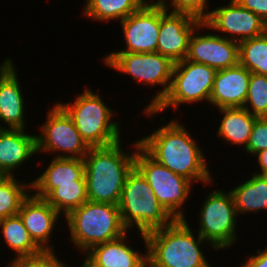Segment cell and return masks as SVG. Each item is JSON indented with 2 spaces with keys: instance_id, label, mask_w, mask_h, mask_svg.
<instances>
[{
  "instance_id": "484cf974",
  "label": "cell",
  "mask_w": 267,
  "mask_h": 267,
  "mask_svg": "<svg viewBox=\"0 0 267 267\" xmlns=\"http://www.w3.org/2000/svg\"><path fill=\"white\" fill-rule=\"evenodd\" d=\"M63 217L88 201L86 181L75 184H56V188L45 198Z\"/></svg>"
},
{
  "instance_id": "d6986e66",
  "label": "cell",
  "mask_w": 267,
  "mask_h": 267,
  "mask_svg": "<svg viewBox=\"0 0 267 267\" xmlns=\"http://www.w3.org/2000/svg\"><path fill=\"white\" fill-rule=\"evenodd\" d=\"M138 234L144 241L145 254L128 245L127 231L118 239L92 247L85 253V257L98 267H148L146 236L143 233Z\"/></svg>"
},
{
  "instance_id": "f1b7e54d",
  "label": "cell",
  "mask_w": 267,
  "mask_h": 267,
  "mask_svg": "<svg viewBox=\"0 0 267 267\" xmlns=\"http://www.w3.org/2000/svg\"><path fill=\"white\" fill-rule=\"evenodd\" d=\"M251 115L267 117V76L251 73L243 106Z\"/></svg>"
},
{
  "instance_id": "83f0119b",
  "label": "cell",
  "mask_w": 267,
  "mask_h": 267,
  "mask_svg": "<svg viewBox=\"0 0 267 267\" xmlns=\"http://www.w3.org/2000/svg\"><path fill=\"white\" fill-rule=\"evenodd\" d=\"M24 181L12 176L0 187V221L6 217L16 215L23 200L32 191L31 182L25 183Z\"/></svg>"
},
{
  "instance_id": "d6a6232c",
  "label": "cell",
  "mask_w": 267,
  "mask_h": 267,
  "mask_svg": "<svg viewBox=\"0 0 267 267\" xmlns=\"http://www.w3.org/2000/svg\"><path fill=\"white\" fill-rule=\"evenodd\" d=\"M244 8L260 16L267 24V0H235Z\"/></svg>"
},
{
  "instance_id": "44dd1931",
  "label": "cell",
  "mask_w": 267,
  "mask_h": 267,
  "mask_svg": "<svg viewBox=\"0 0 267 267\" xmlns=\"http://www.w3.org/2000/svg\"><path fill=\"white\" fill-rule=\"evenodd\" d=\"M34 156H37L36 133L28 134L26 129H0V169L15 176V170Z\"/></svg>"
},
{
  "instance_id": "8d00e7d4",
  "label": "cell",
  "mask_w": 267,
  "mask_h": 267,
  "mask_svg": "<svg viewBox=\"0 0 267 267\" xmlns=\"http://www.w3.org/2000/svg\"><path fill=\"white\" fill-rule=\"evenodd\" d=\"M80 267H98V266H96L92 261H90L86 257L85 260H83V263L80 265Z\"/></svg>"
},
{
  "instance_id": "e575fe53",
  "label": "cell",
  "mask_w": 267,
  "mask_h": 267,
  "mask_svg": "<svg viewBox=\"0 0 267 267\" xmlns=\"http://www.w3.org/2000/svg\"><path fill=\"white\" fill-rule=\"evenodd\" d=\"M257 156V163L260 166L259 172H255L254 174L266 176L267 175V149L263 151H259L257 154H255V157Z\"/></svg>"
},
{
  "instance_id": "ffe728a7",
  "label": "cell",
  "mask_w": 267,
  "mask_h": 267,
  "mask_svg": "<svg viewBox=\"0 0 267 267\" xmlns=\"http://www.w3.org/2000/svg\"><path fill=\"white\" fill-rule=\"evenodd\" d=\"M44 172L31 182L32 192L40 198H46L56 184H75L86 181L85 165L80 158L53 157Z\"/></svg>"
},
{
  "instance_id": "4316f807",
  "label": "cell",
  "mask_w": 267,
  "mask_h": 267,
  "mask_svg": "<svg viewBox=\"0 0 267 267\" xmlns=\"http://www.w3.org/2000/svg\"><path fill=\"white\" fill-rule=\"evenodd\" d=\"M239 63L251 73L267 76V32L239 42Z\"/></svg>"
},
{
  "instance_id": "2e32d148",
  "label": "cell",
  "mask_w": 267,
  "mask_h": 267,
  "mask_svg": "<svg viewBox=\"0 0 267 267\" xmlns=\"http://www.w3.org/2000/svg\"><path fill=\"white\" fill-rule=\"evenodd\" d=\"M17 214L33 241L45 253H54L55 245L50 244V241L62 215L44 198L37 197L32 191L23 200Z\"/></svg>"
},
{
  "instance_id": "7c38bea8",
  "label": "cell",
  "mask_w": 267,
  "mask_h": 267,
  "mask_svg": "<svg viewBox=\"0 0 267 267\" xmlns=\"http://www.w3.org/2000/svg\"><path fill=\"white\" fill-rule=\"evenodd\" d=\"M210 11V15L203 21L206 28L211 32L217 31V34L229 40L239 43L267 32L266 22L235 0Z\"/></svg>"
},
{
  "instance_id": "5b68a950",
  "label": "cell",
  "mask_w": 267,
  "mask_h": 267,
  "mask_svg": "<svg viewBox=\"0 0 267 267\" xmlns=\"http://www.w3.org/2000/svg\"><path fill=\"white\" fill-rule=\"evenodd\" d=\"M123 226L138 233L170 225L175 219L158 202L145 177L134 166L128 173L118 204Z\"/></svg>"
},
{
  "instance_id": "277c9868",
  "label": "cell",
  "mask_w": 267,
  "mask_h": 267,
  "mask_svg": "<svg viewBox=\"0 0 267 267\" xmlns=\"http://www.w3.org/2000/svg\"><path fill=\"white\" fill-rule=\"evenodd\" d=\"M67 222L72 245L86 253L92 247L120 238L127 230L122 224L117 205L86 201L71 211Z\"/></svg>"
},
{
  "instance_id": "e0dca14e",
  "label": "cell",
  "mask_w": 267,
  "mask_h": 267,
  "mask_svg": "<svg viewBox=\"0 0 267 267\" xmlns=\"http://www.w3.org/2000/svg\"><path fill=\"white\" fill-rule=\"evenodd\" d=\"M18 72L12 59L6 58L0 65V129L25 130V98L19 83ZM26 122V123H25ZM2 125V126H1Z\"/></svg>"
},
{
  "instance_id": "7402d4cb",
  "label": "cell",
  "mask_w": 267,
  "mask_h": 267,
  "mask_svg": "<svg viewBox=\"0 0 267 267\" xmlns=\"http://www.w3.org/2000/svg\"><path fill=\"white\" fill-rule=\"evenodd\" d=\"M219 113L223 115L218 126L217 136L225 143L243 146L246 148L254 122L257 116L251 115L243 107L219 108Z\"/></svg>"
},
{
  "instance_id": "d590c367",
  "label": "cell",
  "mask_w": 267,
  "mask_h": 267,
  "mask_svg": "<svg viewBox=\"0 0 267 267\" xmlns=\"http://www.w3.org/2000/svg\"><path fill=\"white\" fill-rule=\"evenodd\" d=\"M12 176L5 170L0 169V187L5 184Z\"/></svg>"
},
{
  "instance_id": "9c48e42d",
  "label": "cell",
  "mask_w": 267,
  "mask_h": 267,
  "mask_svg": "<svg viewBox=\"0 0 267 267\" xmlns=\"http://www.w3.org/2000/svg\"><path fill=\"white\" fill-rule=\"evenodd\" d=\"M135 167L145 177L166 211L174 219H186L182 206L190 197L193 183L157 162L140 145L136 148Z\"/></svg>"
},
{
  "instance_id": "f546056e",
  "label": "cell",
  "mask_w": 267,
  "mask_h": 267,
  "mask_svg": "<svg viewBox=\"0 0 267 267\" xmlns=\"http://www.w3.org/2000/svg\"><path fill=\"white\" fill-rule=\"evenodd\" d=\"M208 1L209 0H163L162 4L170 11L187 13L204 21L211 13V11H208L210 6Z\"/></svg>"
},
{
  "instance_id": "ba28073f",
  "label": "cell",
  "mask_w": 267,
  "mask_h": 267,
  "mask_svg": "<svg viewBox=\"0 0 267 267\" xmlns=\"http://www.w3.org/2000/svg\"><path fill=\"white\" fill-rule=\"evenodd\" d=\"M103 58L105 66L131 76L136 82L149 86L161 85L163 87L162 90H158L152 96L151 102L144 109L153 110L166 96L175 65L170 58L157 52H111Z\"/></svg>"
},
{
  "instance_id": "1f68e13d",
  "label": "cell",
  "mask_w": 267,
  "mask_h": 267,
  "mask_svg": "<svg viewBox=\"0 0 267 267\" xmlns=\"http://www.w3.org/2000/svg\"><path fill=\"white\" fill-rule=\"evenodd\" d=\"M6 267H69L65 262L60 260L55 252L45 253L41 257L34 259H20L11 261Z\"/></svg>"
},
{
  "instance_id": "d4e9b609",
  "label": "cell",
  "mask_w": 267,
  "mask_h": 267,
  "mask_svg": "<svg viewBox=\"0 0 267 267\" xmlns=\"http://www.w3.org/2000/svg\"><path fill=\"white\" fill-rule=\"evenodd\" d=\"M83 16L93 21H122L136 11H139L147 0H85Z\"/></svg>"
},
{
  "instance_id": "8fae6325",
  "label": "cell",
  "mask_w": 267,
  "mask_h": 267,
  "mask_svg": "<svg viewBox=\"0 0 267 267\" xmlns=\"http://www.w3.org/2000/svg\"><path fill=\"white\" fill-rule=\"evenodd\" d=\"M39 129L41 133L36 134L38 155L48 152L53 153V157L84 159L90 149L77 131L72 118L58 103L48 110L46 121Z\"/></svg>"
},
{
  "instance_id": "9a60e30c",
  "label": "cell",
  "mask_w": 267,
  "mask_h": 267,
  "mask_svg": "<svg viewBox=\"0 0 267 267\" xmlns=\"http://www.w3.org/2000/svg\"><path fill=\"white\" fill-rule=\"evenodd\" d=\"M206 24L202 22L194 30L189 42L186 59L205 64L216 70L226 69L239 63V43L216 33H202ZM201 31V32H200Z\"/></svg>"
},
{
  "instance_id": "7a4b0ae2",
  "label": "cell",
  "mask_w": 267,
  "mask_h": 267,
  "mask_svg": "<svg viewBox=\"0 0 267 267\" xmlns=\"http://www.w3.org/2000/svg\"><path fill=\"white\" fill-rule=\"evenodd\" d=\"M121 140L117 143L90 147L84 157L85 179L88 201L117 205L128 173L135 166L136 148L139 140L134 141L129 153L122 148Z\"/></svg>"
},
{
  "instance_id": "52a82bcc",
  "label": "cell",
  "mask_w": 267,
  "mask_h": 267,
  "mask_svg": "<svg viewBox=\"0 0 267 267\" xmlns=\"http://www.w3.org/2000/svg\"><path fill=\"white\" fill-rule=\"evenodd\" d=\"M217 70L201 63L187 60L176 62L173 69L171 84L166 96L153 110H143L150 121L155 114L164 112L172 107L178 110L181 104L200 103L207 101L210 104V95ZM180 105V106H179Z\"/></svg>"
},
{
  "instance_id": "5bb4252c",
  "label": "cell",
  "mask_w": 267,
  "mask_h": 267,
  "mask_svg": "<svg viewBox=\"0 0 267 267\" xmlns=\"http://www.w3.org/2000/svg\"><path fill=\"white\" fill-rule=\"evenodd\" d=\"M125 49L114 52H156L160 30V2H147L120 22Z\"/></svg>"
},
{
  "instance_id": "3957f363",
  "label": "cell",
  "mask_w": 267,
  "mask_h": 267,
  "mask_svg": "<svg viewBox=\"0 0 267 267\" xmlns=\"http://www.w3.org/2000/svg\"><path fill=\"white\" fill-rule=\"evenodd\" d=\"M194 234L187 219H175L170 225L146 233L148 267H212L201 245L217 250Z\"/></svg>"
},
{
  "instance_id": "74e56055",
  "label": "cell",
  "mask_w": 267,
  "mask_h": 267,
  "mask_svg": "<svg viewBox=\"0 0 267 267\" xmlns=\"http://www.w3.org/2000/svg\"><path fill=\"white\" fill-rule=\"evenodd\" d=\"M148 2H155V0H147ZM163 0H156V2H162Z\"/></svg>"
},
{
  "instance_id": "836d02e7",
  "label": "cell",
  "mask_w": 267,
  "mask_h": 267,
  "mask_svg": "<svg viewBox=\"0 0 267 267\" xmlns=\"http://www.w3.org/2000/svg\"><path fill=\"white\" fill-rule=\"evenodd\" d=\"M240 267H267V245L264 249H257L256 254H252L242 263Z\"/></svg>"
},
{
  "instance_id": "30bf717a",
  "label": "cell",
  "mask_w": 267,
  "mask_h": 267,
  "mask_svg": "<svg viewBox=\"0 0 267 267\" xmlns=\"http://www.w3.org/2000/svg\"><path fill=\"white\" fill-rule=\"evenodd\" d=\"M196 232L217 251L235 245L238 239L237 216L233 196L223 189L211 190L198 212Z\"/></svg>"
},
{
  "instance_id": "6da1fadb",
  "label": "cell",
  "mask_w": 267,
  "mask_h": 267,
  "mask_svg": "<svg viewBox=\"0 0 267 267\" xmlns=\"http://www.w3.org/2000/svg\"><path fill=\"white\" fill-rule=\"evenodd\" d=\"M176 118L139 140L140 146L157 162L193 184L213 182L206 156L188 129Z\"/></svg>"
},
{
  "instance_id": "603a6c76",
  "label": "cell",
  "mask_w": 267,
  "mask_h": 267,
  "mask_svg": "<svg viewBox=\"0 0 267 267\" xmlns=\"http://www.w3.org/2000/svg\"><path fill=\"white\" fill-rule=\"evenodd\" d=\"M0 231L5 245L15 252V258L34 259L41 257L45 252L33 241L18 214L9 216L0 221Z\"/></svg>"
},
{
  "instance_id": "4fadbf2b",
  "label": "cell",
  "mask_w": 267,
  "mask_h": 267,
  "mask_svg": "<svg viewBox=\"0 0 267 267\" xmlns=\"http://www.w3.org/2000/svg\"><path fill=\"white\" fill-rule=\"evenodd\" d=\"M203 21L187 13L168 11L160 2V30L156 52L174 63L187 57L194 30Z\"/></svg>"
},
{
  "instance_id": "4dcf8cb0",
  "label": "cell",
  "mask_w": 267,
  "mask_h": 267,
  "mask_svg": "<svg viewBox=\"0 0 267 267\" xmlns=\"http://www.w3.org/2000/svg\"><path fill=\"white\" fill-rule=\"evenodd\" d=\"M267 149V117H257L251 131L249 142L244 149L247 154L255 155Z\"/></svg>"
},
{
  "instance_id": "8992f818",
  "label": "cell",
  "mask_w": 267,
  "mask_h": 267,
  "mask_svg": "<svg viewBox=\"0 0 267 267\" xmlns=\"http://www.w3.org/2000/svg\"><path fill=\"white\" fill-rule=\"evenodd\" d=\"M100 93L86 89L73 100L57 102L72 118L82 139L89 147H103L121 140L120 122L112 121L114 111Z\"/></svg>"
},
{
  "instance_id": "ac0fdd59",
  "label": "cell",
  "mask_w": 267,
  "mask_h": 267,
  "mask_svg": "<svg viewBox=\"0 0 267 267\" xmlns=\"http://www.w3.org/2000/svg\"><path fill=\"white\" fill-rule=\"evenodd\" d=\"M251 72L240 63L235 66L217 70L210 104L215 108L243 107L248 92Z\"/></svg>"
},
{
  "instance_id": "cb8c5ba5",
  "label": "cell",
  "mask_w": 267,
  "mask_h": 267,
  "mask_svg": "<svg viewBox=\"0 0 267 267\" xmlns=\"http://www.w3.org/2000/svg\"><path fill=\"white\" fill-rule=\"evenodd\" d=\"M238 216L267 211V178L252 174L243 183L230 190ZM240 214V215H239Z\"/></svg>"
}]
</instances>
